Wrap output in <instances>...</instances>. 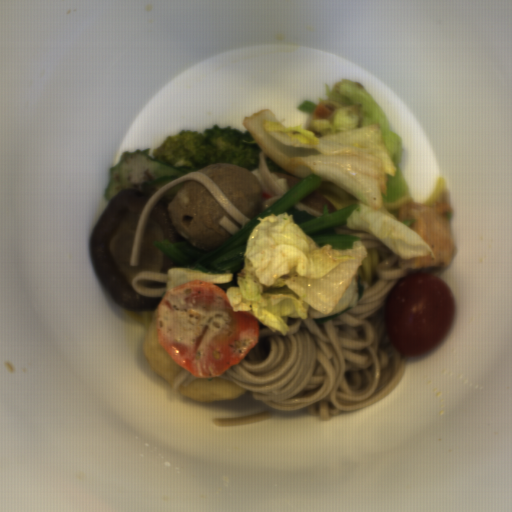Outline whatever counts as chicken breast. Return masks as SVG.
<instances>
[{"label":"chicken breast","mask_w":512,"mask_h":512,"mask_svg":"<svg viewBox=\"0 0 512 512\" xmlns=\"http://www.w3.org/2000/svg\"><path fill=\"white\" fill-rule=\"evenodd\" d=\"M453 208L447 203L424 205L416 202L404 204L397 211V220H415L409 227L426 240L435 259L421 256L406 260L398 256V264L403 269L427 270L443 269L451 266L457 246L451 233L446 213Z\"/></svg>","instance_id":"obj_1"}]
</instances>
